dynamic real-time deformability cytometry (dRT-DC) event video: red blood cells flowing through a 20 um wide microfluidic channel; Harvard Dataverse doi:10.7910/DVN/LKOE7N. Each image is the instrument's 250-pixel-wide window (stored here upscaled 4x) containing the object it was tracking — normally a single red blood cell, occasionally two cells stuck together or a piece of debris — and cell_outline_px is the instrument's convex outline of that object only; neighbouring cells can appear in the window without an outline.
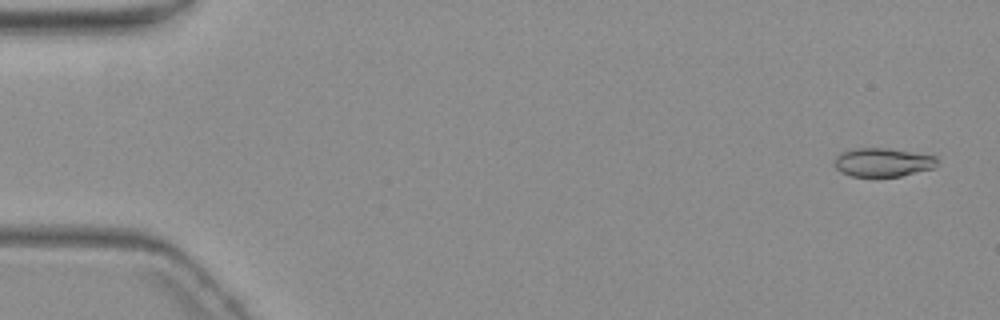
{"species": "common noctule bat (a hibernating species)", "species_latin": "Nyctalus noctula", "temperature_condition": "warm", "stored_images_in_passage": 3, "camera_frame_rate_fps": 3000, "um_per_image_px": 0.085, "animal": {"sex": "female", "body_mass_g": 19.3, "forearm_length_mm": 54.1}, "frame": {"image": 1, "passage_image": 1, "time_ms": 0.0, "image_size_px": [1000, 320], "cell_outline_px": [[940, 160], [932, 168], [900, 176], [876, 180], [852, 176], [840, 172], [832, 164], [832, 160], [840, 152], [852, 148], [888, 148], [936, 156]], "centroid_in_image_um": [74.95, 13.83], "position_along_channel_um": 10.0, "area_um2": 17.98}}
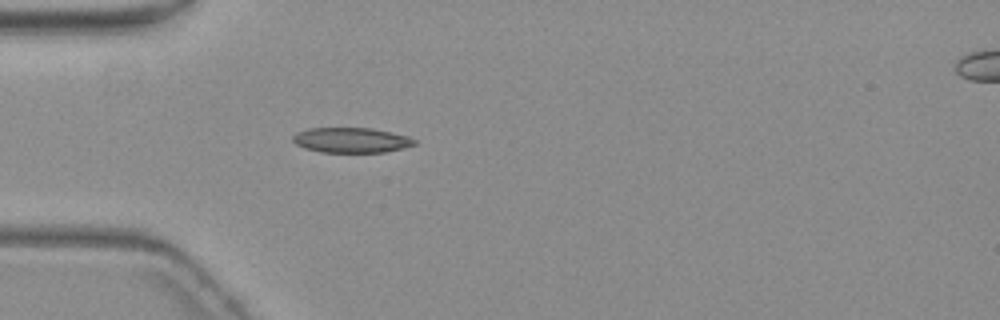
{"frame": {"image": 2, "passage_image": 3, "time_ms": 5.0, "image_size_px": [1000, 320], "cell_outline_px": [[416, 144], [404, 148], [384, 152], [320, 152], [304, 148], [296, 144], [292, 140], [292, 136], [296, 132], [308, 128], [372, 128], [392, 132], [408, 136], [416, 140]], "centroid_in_image_um": [29.85, 11.91], "position_along_channel_um": 55.2, "area_um2": 17.92}}